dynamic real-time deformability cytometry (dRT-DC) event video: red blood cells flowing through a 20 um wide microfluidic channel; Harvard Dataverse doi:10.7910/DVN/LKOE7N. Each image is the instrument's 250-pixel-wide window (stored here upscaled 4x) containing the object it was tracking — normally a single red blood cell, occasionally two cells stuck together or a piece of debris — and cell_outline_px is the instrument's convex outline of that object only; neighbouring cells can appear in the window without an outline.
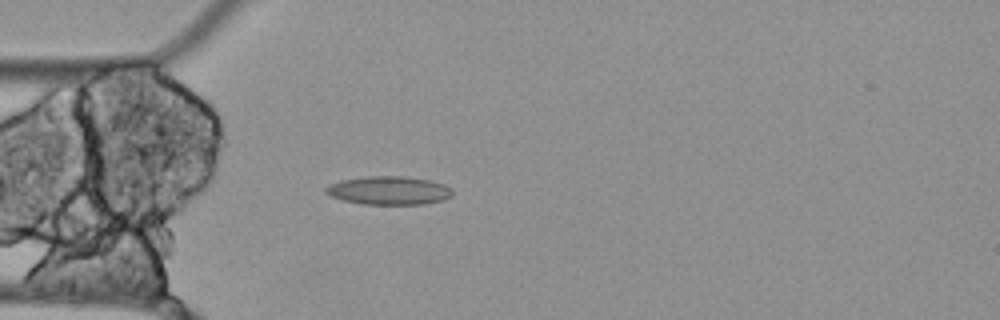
{"species": "Egyptian fruit bat (a non-hibernating species)", "species_latin": "Rousettus aegyptiacus", "temperature_condition": "cold", "stored_images_in_passage": 56, "camera_frame_rate_fps": 3000, "um_per_image_px": 0.085, "animal": {"sex": "female"}, "frame": {"image": 1, "passage_image": 16, "time_ms": 5.0, "image_size_px": [1000, 320], "cell_outline_px": [[452, 196], [444, 200], [424, 204], [360, 204], [344, 200], [332, 196], [324, 192], [324, 188], [328, 184], [340, 180], [368, 176], [404, 176], [428, 180], [444, 184], [452, 188]], "centroid_in_image_um": [33.05, 16.19], "position_along_channel_um": 52.0, "area_um2": 21.1}}
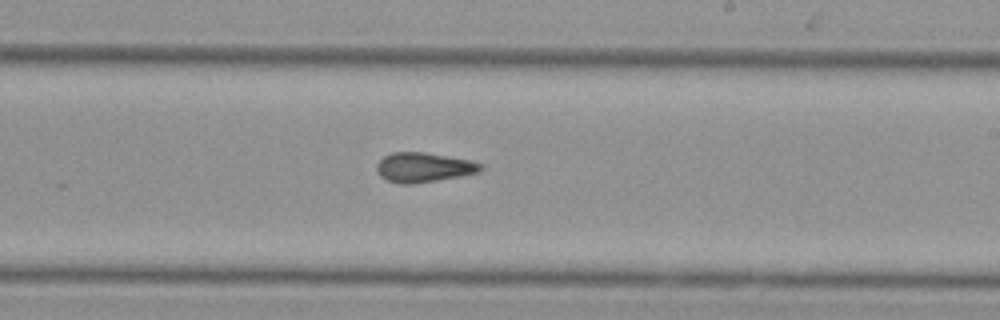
{"frame": {"image": 2, "passage_image": 33, "time_ms": 10.667, "image_size_px": [1000, 320], "cell_outline_px": [[484, 168], [480, 172], [460, 176], [412, 184], [400, 184], [388, 180], [380, 176], [376, 168], [376, 164], [384, 156], [392, 152], [424, 152], [472, 160], [484, 164]], "centroid_in_image_um": [36.04, 14.22], "position_along_channel_um": 253.0, "area_um2": 18.03}}
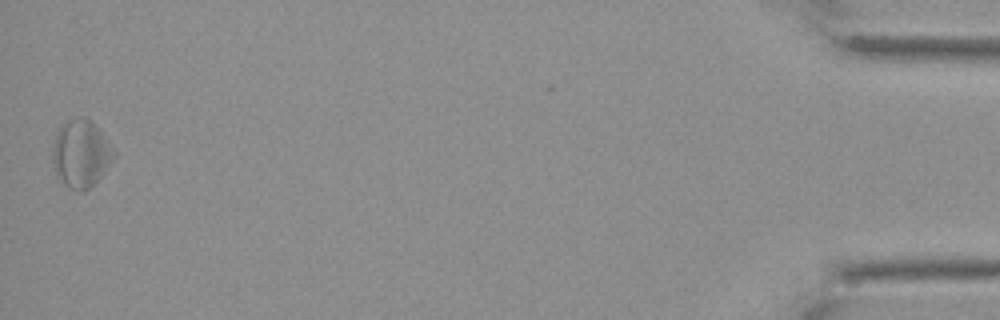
{"frame": {"image": 3, "passage_image": 56, "time_ms": 18.333, "image_size_px": [1000, 320], "cell_outline_px": [[116, 156], [100, 176], [84, 192], [76, 192], [68, 188], [56, 176], [52, 160], [52, 152], [56, 132], [60, 124], [68, 120], [80, 116], [84, 116], [104, 136], [116, 152]], "centroid_in_image_um": [6.84, 13.08], "position_along_channel_um": 428.4, "area_um2": 24.04}, "authors_computed_cell_mechanics": {"area_um2": 19.363, "velocity_mm_per_s": 3.4896, "shape_relaxation_time_tau1_ms": null, "shape_relaxation_time_tau2_ms": 11.1405, "deformation_change_tau1": null, "deformation_change_tau2": 0.2601}}